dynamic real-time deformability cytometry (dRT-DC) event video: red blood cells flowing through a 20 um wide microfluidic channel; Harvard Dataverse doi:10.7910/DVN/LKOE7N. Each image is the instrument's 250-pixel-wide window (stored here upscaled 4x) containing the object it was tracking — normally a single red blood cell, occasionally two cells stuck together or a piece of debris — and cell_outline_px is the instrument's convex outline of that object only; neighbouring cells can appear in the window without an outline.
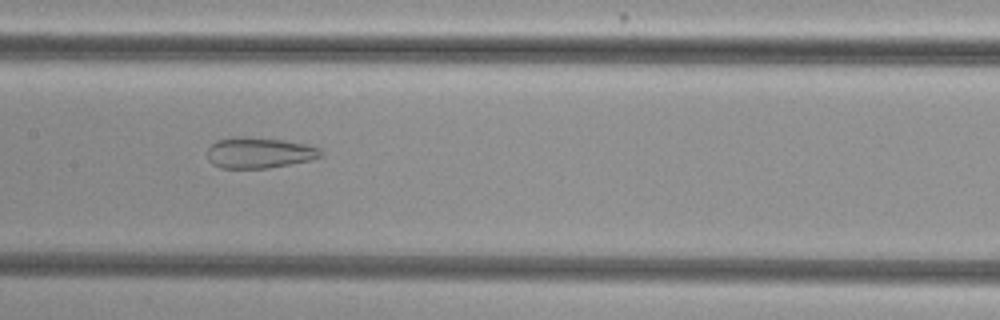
{"species": "common noctule bat (a hibernating species)", "species_latin": "Nyctalus noctula", "temperature_condition": "cold", "stored_images_in_passage": 55, "camera_frame_rate_fps": 3000, "um_per_image_px": 0.085, "animal": {"sex": "female", "body_mass_g": 29.2, "forearm_length_mm": 56.3}, "frame": {"image": 1, "passage_image": 28, "time_ms": 9.0, "image_size_px": [1000, 320], "cell_outline_px": [[324, 156], [308, 160], [268, 168], [220, 168], [212, 164], [208, 160], [208, 148], [216, 140], [232, 136], [248, 136], [284, 140], [308, 144], [320, 148], [324, 152]], "centroid_in_image_um": [22.03, 12.96], "position_along_channel_um": 185.4, "area_um2": 20.69}}
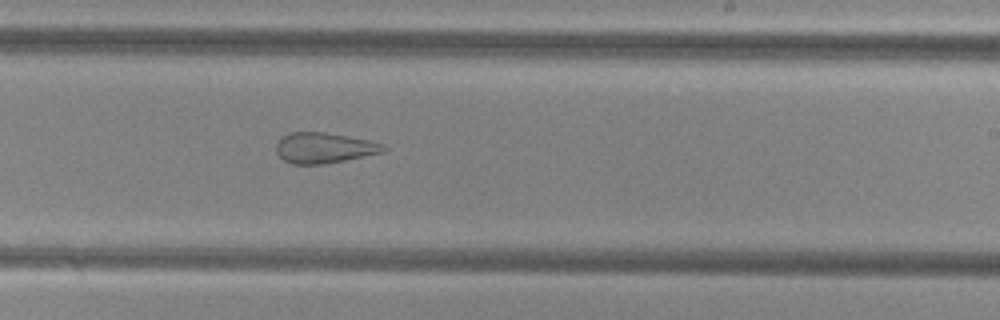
{"frame": {"image": 2, "passage_image": 34, "time_ms": 11.0, "image_size_px": [1000, 320], "cell_outline_px": [[388, 148], [384, 152], [324, 164], [292, 164], [284, 160], [276, 152], [276, 144], [284, 136], [292, 132], [324, 132], [348, 136], [368, 140], [384, 144]], "centroid_in_image_um": [27.57, 12.57], "position_along_channel_um": 261.4, "area_um2": 18.96}}
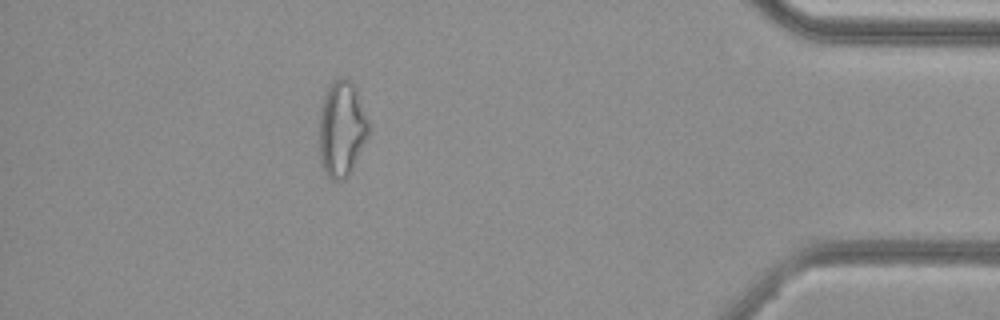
{"frame": {"image": 3, "passage_image": 49, "time_ms": 16.0, "image_size_px": [1000, 320], "cell_outline_px": [[368, 136], [352, 172], [344, 180], [332, 180], [328, 176], [320, 160], [320, 112], [324, 96], [328, 84], [336, 76], [348, 76], [352, 80], [356, 88], [368, 120]], "centroid_in_image_um": [29.06, 10.9], "position_along_channel_um": 406.1, "area_um2": 27.92}, "authors_computed_cell_mechanics": {"area_um2": 27.9174, "velocity_mm_per_s": 3.8238, "shape_relaxation_time_tau1_ms": null, "shape_relaxation_time_tau2_ms": 1.6092, "deformation_change_tau1": null, "deformation_change_tau2": 0.1089}}